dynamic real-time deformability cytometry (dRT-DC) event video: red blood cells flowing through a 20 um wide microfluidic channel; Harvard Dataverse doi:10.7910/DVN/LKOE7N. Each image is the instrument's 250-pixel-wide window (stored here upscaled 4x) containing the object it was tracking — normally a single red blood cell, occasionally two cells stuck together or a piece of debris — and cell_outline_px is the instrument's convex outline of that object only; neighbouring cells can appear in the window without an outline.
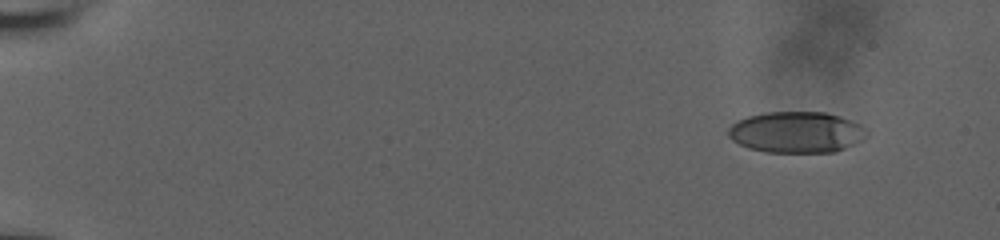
{"species": "human", "species_latin": "Homo sapiens", "temperature_condition": "room temperature", "stored_images_in_passage": 12, "camera_frame_rate_fps": 3000, "um_per_image_px": 0.085, "donor": {"sex": "male"}, "frame": {"image": 1, "passage_image": 1, "time_ms": 0.0, "image_size_px": [1000, 240], "cell_outline_px": [[868, 136], [836, 152], [768, 152], [748, 148], [732, 140], [728, 136], [728, 128], [736, 120], [748, 116], [764, 112], [824, 112], [840, 116], [860, 124], [868, 128]], "centroid_in_image_um": [67.69, 11.23], "position_along_channel_um": 17.3, "area_um2": 33.35}}